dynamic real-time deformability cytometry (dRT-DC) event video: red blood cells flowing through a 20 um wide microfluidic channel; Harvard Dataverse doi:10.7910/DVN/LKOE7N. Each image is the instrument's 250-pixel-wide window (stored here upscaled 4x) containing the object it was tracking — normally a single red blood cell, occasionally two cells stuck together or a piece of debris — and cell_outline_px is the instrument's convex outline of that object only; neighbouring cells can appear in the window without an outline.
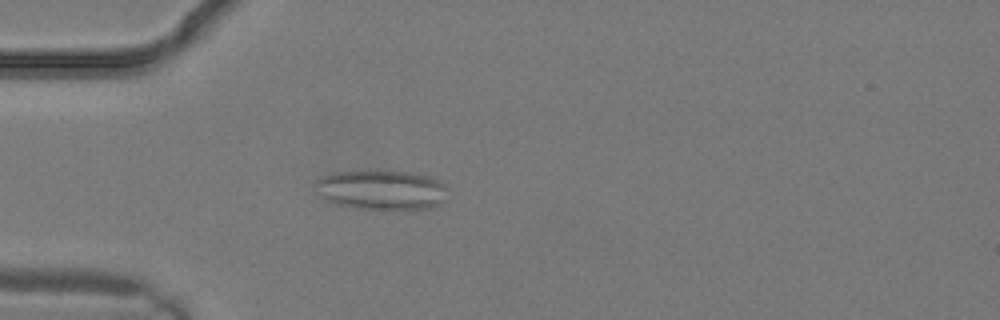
{"species": "common noctule bat (a hibernating species)", "species_latin": "Nyctalus noctula", "temperature_condition": "warm", "stored_images_in_passage": 2, "camera_frame_rate_fps": 3000, "um_per_image_px": 0.085, "animal": {"sex": "male", "body_mass_g": 19.2, "forearm_length_mm": 51.8}, "frame": {"image": 1, "passage_image": 2, "time_ms": 0.333, "image_size_px": [1000, 320], "cell_outline_px": [[448, 200], [432, 208], [356, 208], [340, 204], [328, 200], [324, 196], [316, 184], [316, 180], [320, 176], [332, 172], [408, 172], [424, 176], [436, 180], [444, 184], [448, 188]], "centroid_in_image_um": [32.51, 16.14], "position_along_channel_um": 52.5, "area_um2": 29.71}}